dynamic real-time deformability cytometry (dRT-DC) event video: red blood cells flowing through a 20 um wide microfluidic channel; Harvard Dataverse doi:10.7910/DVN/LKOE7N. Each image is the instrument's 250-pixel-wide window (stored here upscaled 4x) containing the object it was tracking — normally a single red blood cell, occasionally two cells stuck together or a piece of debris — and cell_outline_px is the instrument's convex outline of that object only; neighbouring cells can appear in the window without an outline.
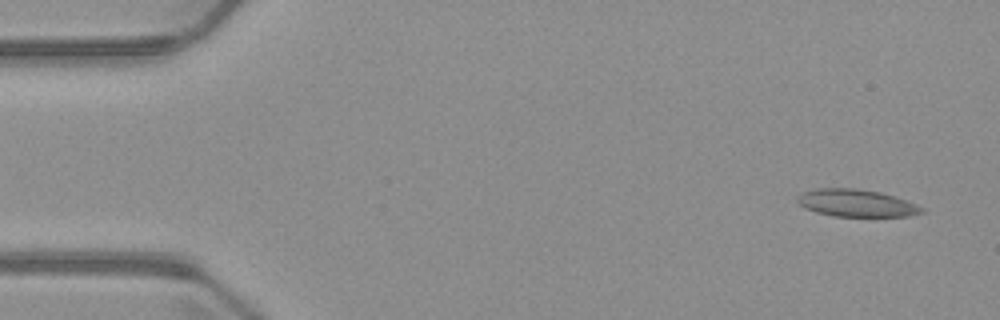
{"species": "common noctule bat (a hibernating species)", "species_latin": "Nyctalus noctula", "temperature_condition": "warm", "stored_images_in_passage": 4, "camera_frame_rate_fps": 3000, "um_per_image_px": 0.085, "animal": {"sex": "male", "body_mass_g": 23.1, "forearm_length_mm": 52.7}, "frame": {"image": 1, "passage_image": 1, "time_ms": 0.0, "image_size_px": [1000, 320], "cell_outline_px": [[924, 212], [908, 216], [832, 216], [816, 212], [804, 208], [796, 200], [796, 196], [804, 192], [816, 188], [856, 188], [880, 192], [896, 196], [916, 204], [924, 208]], "centroid_in_image_um": [72.78, 17.25], "position_along_channel_um": 12.2, "area_um2": 19.88}}
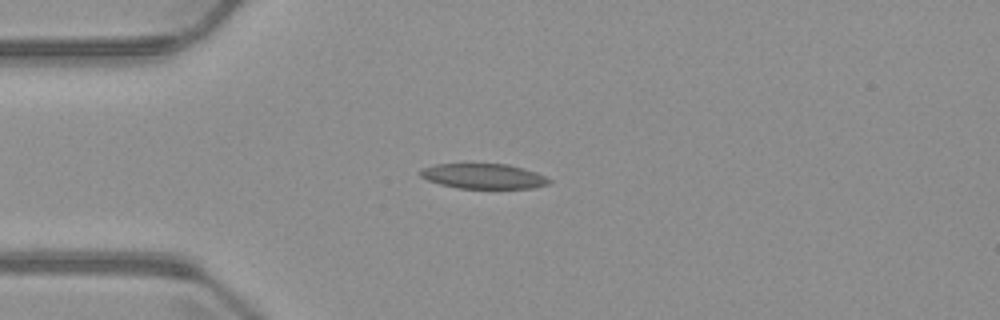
{"frame": {"image": 2, "passage_image": 4, "time_ms": 3.333, "image_size_px": [1000, 320], "cell_outline_px": [[552, 180], [548, 184], [532, 188], [456, 188], [440, 184], [428, 180], [420, 176], [420, 172], [424, 168], [436, 164], [508, 164], [524, 168], [536, 172]], "centroid_in_image_um": [41.12, 14.98], "position_along_channel_um": 43.9, "area_um2": 18.67}}